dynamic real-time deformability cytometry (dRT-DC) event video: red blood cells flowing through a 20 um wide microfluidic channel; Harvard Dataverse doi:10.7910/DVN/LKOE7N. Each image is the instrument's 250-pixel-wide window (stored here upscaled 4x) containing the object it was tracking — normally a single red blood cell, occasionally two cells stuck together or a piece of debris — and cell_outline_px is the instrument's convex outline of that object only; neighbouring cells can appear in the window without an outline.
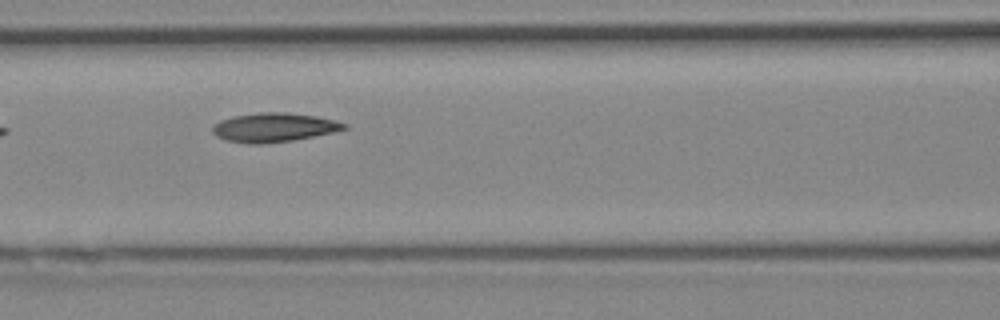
{"species": "Egyptian fruit bat (a non-hibernating species)", "species_latin": "Rousettus aegyptiacus", "temperature_condition": "cold", "stored_images_in_passage": 8, "camera_frame_rate_fps": 3000, "um_per_image_px": 0.085, "animal": {"sex": "female"}, "frame": {"image": 1, "passage_image": 5, "time_ms": 1.333, "image_size_px": [1000, 320], "cell_outline_px": [[348, 128], [332, 132], [292, 140], [264, 144], [252, 144], [224, 140], [216, 136], [212, 132], [212, 124], [220, 120], [232, 116], [260, 112], [288, 112], [316, 116], [348, 124]], "centroid_in_image_um": [23.22, 10.82], "position_along_channel_um": 143.4, "area_um2": 22.31}}
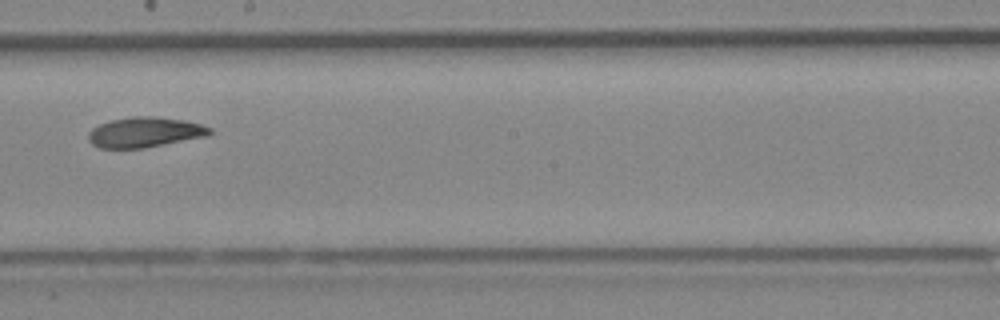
{"frame": {"image": 2, "passage_image": 7, "time_ms": 2.0, "image_size_px": [1000, 320], "cell_outline_px": [[212, 132], [208, 136], [144, 148], [100, 148], [92, 144], [88, 140], [88, 132], [92, 128], [100, 124], [112, 120], [132, 116], [152, 116], [184, 120], [200, 124], [212, 128]], "centroid_in_image_um": [12.31, 11.24], "position_along_channel_um": 235.9, "area_um2": 21.39}}
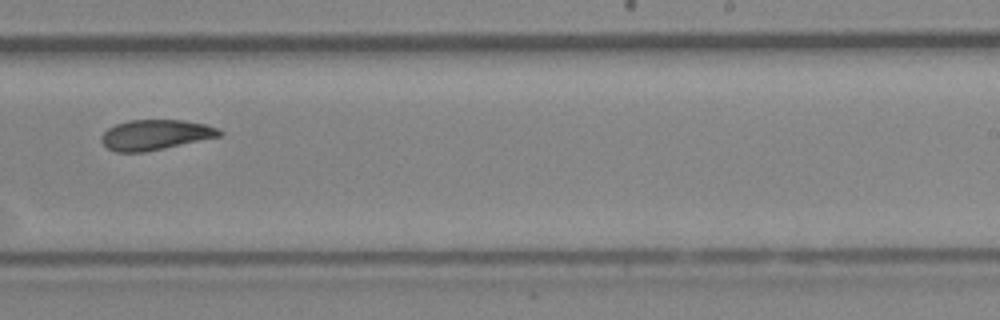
{"frame": {"image": 3, "passage_image": 8, "time_ms": 2.333, "image_size_px": [1000, 320], "cell_outline_px": [[224, 132], [220, 136], [164, 148], [144, 152], [116, 152], [108, 148], [100, 140], [100, 136], [108, 128], [116, 124], [128, 120], [184, 120], [204, 124], [216, 128]], "centroid_in_image_um": [13.17, 11.45], "position_along_channel_um": 275.8, "area_um2": 20.63}}